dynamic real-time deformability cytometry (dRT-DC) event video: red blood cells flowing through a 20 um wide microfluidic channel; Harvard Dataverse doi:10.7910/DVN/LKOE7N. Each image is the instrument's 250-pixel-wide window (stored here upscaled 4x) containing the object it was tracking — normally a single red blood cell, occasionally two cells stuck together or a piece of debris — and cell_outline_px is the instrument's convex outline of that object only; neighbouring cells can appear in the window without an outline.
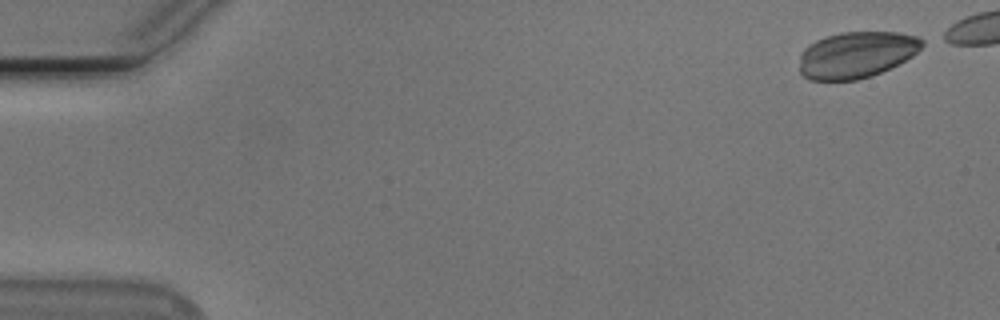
{"species": "Egyptian fruit bat (a non-hibernating species)", "species_latin": "Rousettus aegyptiacus", "temperature_condition": "cold", "stored_images_in_passage": 8, "camera_frame_rate_fps": 3000, "um_per_image_px": 0.085, "animal": {"sex": "male"}, "frame": {"image": 1, "passage_image": 1, "time_ms": 0.0, "image_size_px": [1000, 320], "cell_outline_px": [[924, 44], [912, 56], [872, 76], [856, 80], [808, 80], [800, 72], [800, 52], [808, 44], [816, 40], [840, 32], [900, 32], [916, 36], [924, 40]], "centroid_in_image_um": [72.76, 4.65], "position_along_channel_um": 12.2, "area_um2": 33.12}}